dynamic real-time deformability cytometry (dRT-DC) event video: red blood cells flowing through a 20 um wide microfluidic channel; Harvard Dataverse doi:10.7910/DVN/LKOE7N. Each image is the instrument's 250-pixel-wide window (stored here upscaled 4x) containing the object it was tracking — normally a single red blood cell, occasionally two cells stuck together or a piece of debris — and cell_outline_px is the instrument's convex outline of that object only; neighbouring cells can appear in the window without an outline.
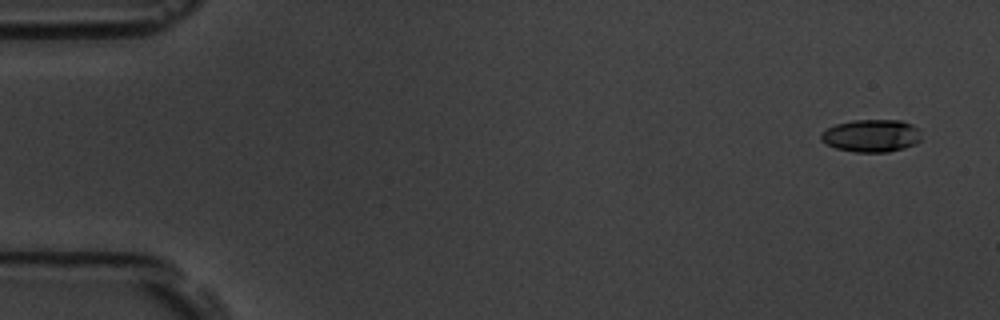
{"species": "common noctule bat (a hibernating species)", "species_latin": "Nyctalus noctula", "temperature_condition": "room temperature", "stored_images_in_passage": 5, "camera_frame_rate_fps": 3000, "um_per_image_px": 0.085, "animal": {"sex": "male", "body_mass_g": 19.5, "forearm_length_mm": 54.6}, "frame": {"image": 1, "passage_image": 1, "time_ms": 0.0, "image_size_px": [1000, 320], "cell_outline_px": [[920, 140], [916, 144], [904, 148], [888, 152], [856, 152], [836, 148], [824, 144], [820, 140], [820, 132], [836, 124], [852, 120], [900, 120], [912, 124], [920, 128]], "centroid_in_image_um": [74.06, 11.53], "position_along_channel_um": 10.9, "area_um2": 19.31}}
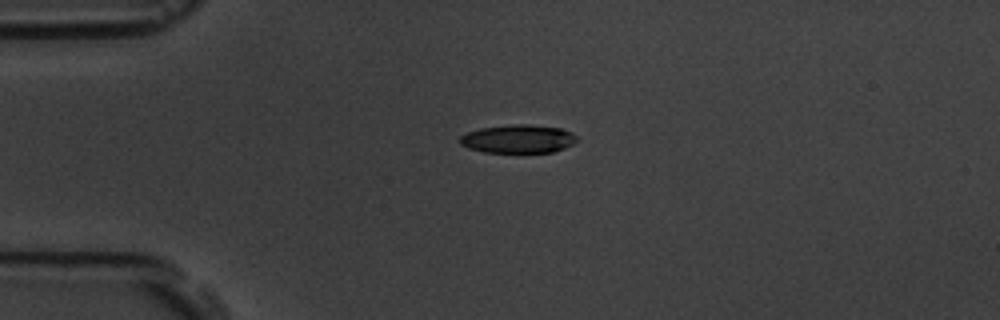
{"frame": {"image": 2, "passage_image": 4, "time_ms": 3.667, "image_size_px": [1000, 320], "cell_outline_px": [[580, 140], [564, 148], [552, 152], [484, 152], [468, 148], [460, 144], [460, 136], [468, 132], [480, 128], [512, 124], [528, 124], [560, 128], [572, 132]], "centroid_in_image_um": [44.06, 11.8], "position_along_channel_um": 40.9, "area_um2": 19.36}}